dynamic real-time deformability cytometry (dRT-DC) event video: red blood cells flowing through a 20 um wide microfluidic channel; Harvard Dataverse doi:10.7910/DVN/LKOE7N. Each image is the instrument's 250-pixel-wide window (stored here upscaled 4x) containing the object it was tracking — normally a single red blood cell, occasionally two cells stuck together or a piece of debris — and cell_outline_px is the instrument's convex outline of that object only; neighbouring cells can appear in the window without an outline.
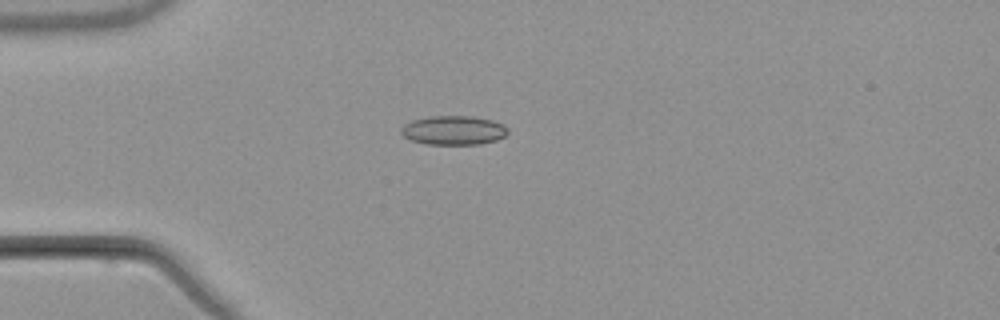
{"species": "common noctule bat (a hibernating species)", "species_latin": "Nyctalus noctula", "temperature_condition": "warm", "stored_images_in_passage": 2, "camera_frame_rate_fps": 3000, "um_per_image_px": 0.085, "animal": {"sex": "male", "body_mass_g": 21.5, "forearm_length_mm": 52.0}, "frame": {"image": 1, "passage_image": 1, "time_ms": 0.0, "image_size_px": [1000, 320], "cell_outline_px": [[508, 132], [504, 136], [496, 140], [480, 144], [428, 144], [412, 140], [404, 136], [400, 132], [400, 128], [404, 124], [412, 120], [428, 116], [472, 116], [492, 120], [504, 124], [508, 128]], "centroid_in_image_um": [38.55, 11.06], "position_along_channel_um": 46.4, "area_um2": 18.15}}
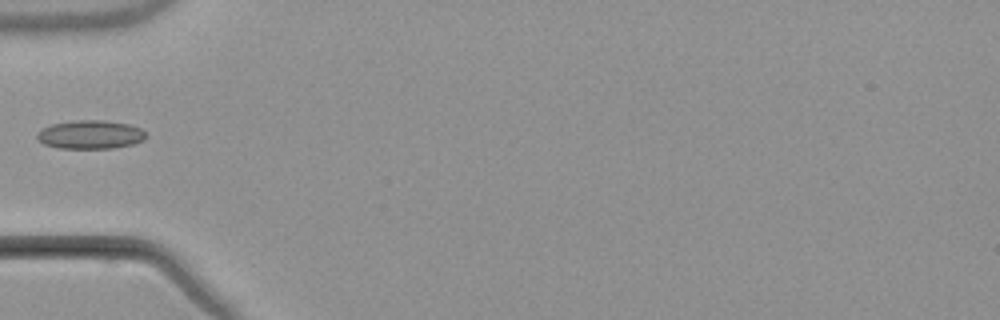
{"frame": {"image": 2, "passage_image": 2, "time_ms": 1.333, "image_size_px": [1000, 320], "cell_outline_px": [[144, 140], [132, 144], [112, 148], [60, 148], [44, 144], [36, 140], [36, 132], [52, 124], [72, 120], [104, 120], [128, 124], [140, 128], [144, 132]], "centroid_in_image_um": [7.63, 11.43], "position_along_channel_um": 77.4, "area_um2": 18.09}}